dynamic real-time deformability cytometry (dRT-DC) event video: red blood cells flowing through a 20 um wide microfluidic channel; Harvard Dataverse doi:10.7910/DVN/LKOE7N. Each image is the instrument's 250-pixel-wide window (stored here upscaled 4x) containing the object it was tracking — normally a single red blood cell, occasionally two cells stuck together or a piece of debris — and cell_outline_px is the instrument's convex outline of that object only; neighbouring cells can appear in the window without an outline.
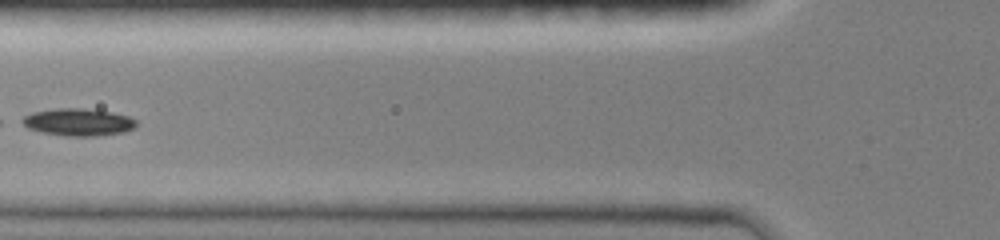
{"species": "common noctule bat (a hibernating species)", "species_latin": "Nyctalus noctula", "temperature_condition": "room temperature", "stored_images_in_passage": 29, "camera_frame_rate_fps": 3000, "um_per_image_px": 0.085, "animal": {"sex": "female", "body_mass_g": 19.0, "forearm_length_mm": 51.5}, "frame": {"image": 1, "passage_image": 8, "time_ms": 5.333, "image_size_px": [1000, 240], "cell_outline_px": [[136, 128], [124, 132], [92, 136], [68, 136], [40, 132], [28, 128], [16, 120], [32, 112], [56, 108], [84, 108], [112, 112], [128, 116], [136, 120]], "centroid_in_image_um": [6.61, 10.37], "position_along_channel_um": 119.2, "area_um2": 18.38}}
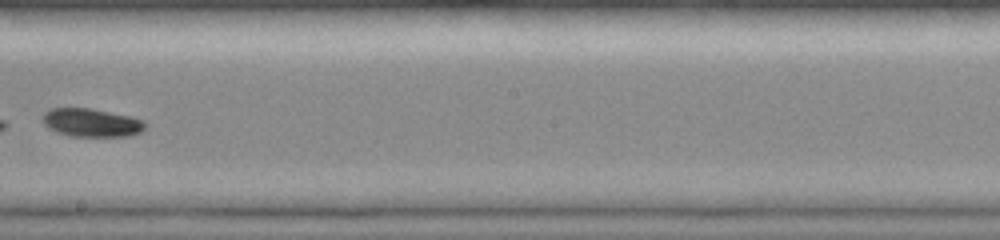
{"frame": {"image": 2, "passage_image": 12, "time_ms": 8.333, "image_size_px": [1000, 240], "cell_outline_px": [[148, 124], [140, 132], [128, 136], [72, 136], [56, 132], [48, 128], [44, 124], [40, 116], [44, 112], [52, 108], [88, 108], [132, 116], [144, 120]], "centroid_in_image_um": [7.77, 10.42], "position_along_channel_um": 240.4, "area_um2": 17.05}}
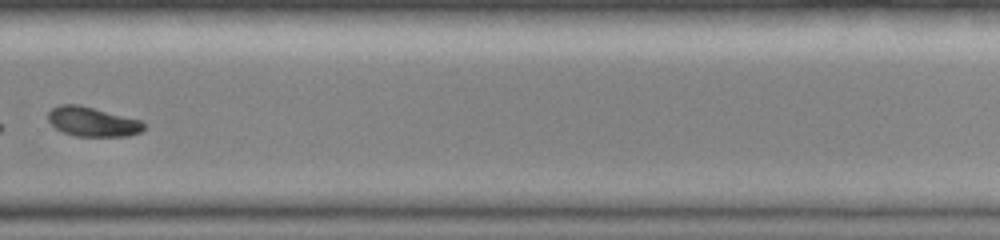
{"frame": {"image": 3, "passage_image": 15, "time_ms": 10.333, "image_size_px": [1000, 240], "cell_outline_px": [[144, 128], [140, 132], [128, 136], [76, 136], [64, 132], [56, 128], [48, 120], [48, 112], [52, 108], [60, 104], [80, 104], [140, 120], [144, 124]], "centroid_in_image_um": [7.84, 10.33], "position_along_channel_um": 322.0, "area_um2": 16.36}, "authors_computed_cell_mechanics": {"area_um2": 18.3804, "velocity_mm_per_s": 4.0631, "shape_relaxation_time_tau1_ms": 0.9049, "shape_relaxation_time_tau2_ms": null, "deformation_change_tau1": 0.3033, "deformation_change_tau2": null}}